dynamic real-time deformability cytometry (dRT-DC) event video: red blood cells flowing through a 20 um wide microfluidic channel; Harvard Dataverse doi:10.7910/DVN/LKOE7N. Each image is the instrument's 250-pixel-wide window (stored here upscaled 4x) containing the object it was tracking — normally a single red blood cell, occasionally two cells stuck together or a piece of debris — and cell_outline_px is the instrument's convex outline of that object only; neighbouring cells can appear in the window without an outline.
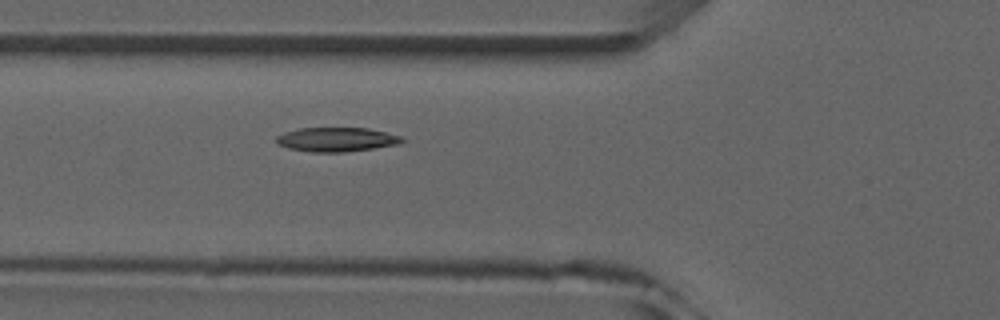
{"species": "common noctule bat (a hibernating species)", "species_latin": "Nyctalus noctula", "temperature_condition": "room temperature", "stored_images_in_passage": 6, "camera_frame_rate_fps": 3000, "um_per_image_px": 0.085, "animal": {"sex": "male", "forearm_length_mm": 52.5}, "frame": {"image": 1, "passage_image": 6, "time_ms": 5.667, "image_size_px": [1000, 320], "cell_outline_px": [[404, 140], [400, 144], [344, 152], [312, 152], [288, 148], [276, 144], [276, 136], [284, 132], [300, 128], [368, 128], [400, 136]], "centroid_in_image_um": [28.56, 11.86], "position_along_channel_um": 97.2, "area_um2": 17.63}}